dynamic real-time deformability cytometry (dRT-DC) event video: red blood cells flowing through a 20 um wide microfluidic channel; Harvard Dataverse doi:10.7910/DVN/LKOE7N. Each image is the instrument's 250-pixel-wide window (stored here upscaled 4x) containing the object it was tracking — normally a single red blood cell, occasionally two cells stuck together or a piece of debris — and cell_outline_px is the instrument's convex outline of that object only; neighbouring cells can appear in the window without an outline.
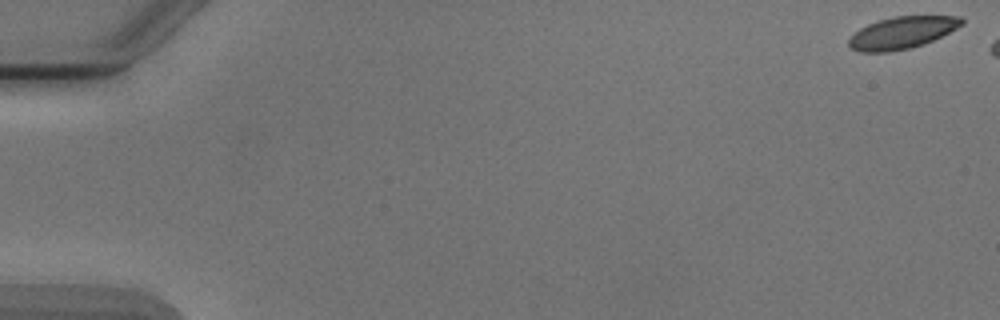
{"species": "Egyptian fruit bat (a non-hibernating species)", "species_latin": "Rousettus aegyptiacus", "temperature_condition": "cold", "stored_images_in_passage": 3, "camera_frame_rate_fps": 3000, "um_per_image_px": 0.085, "animal": {"sex": "male"}, "frame": {"image": 1, "passage_image": 1, "time_ms": 0.0, "image_size_px": [1000, 320], "cell_outline_px": [[964, 24], [924, 44], [908, 48], [888, 52], [860, 52], [852, 48], [848, 44], [848, 40], [860, 28], [868, 24], [880, 20], [896, 16], [960, 16], [964, 20]], "centroid_in_image_um": [76.67, 2.77], "position_along_channel_um": 8.3, "area_um2": 20.75}}